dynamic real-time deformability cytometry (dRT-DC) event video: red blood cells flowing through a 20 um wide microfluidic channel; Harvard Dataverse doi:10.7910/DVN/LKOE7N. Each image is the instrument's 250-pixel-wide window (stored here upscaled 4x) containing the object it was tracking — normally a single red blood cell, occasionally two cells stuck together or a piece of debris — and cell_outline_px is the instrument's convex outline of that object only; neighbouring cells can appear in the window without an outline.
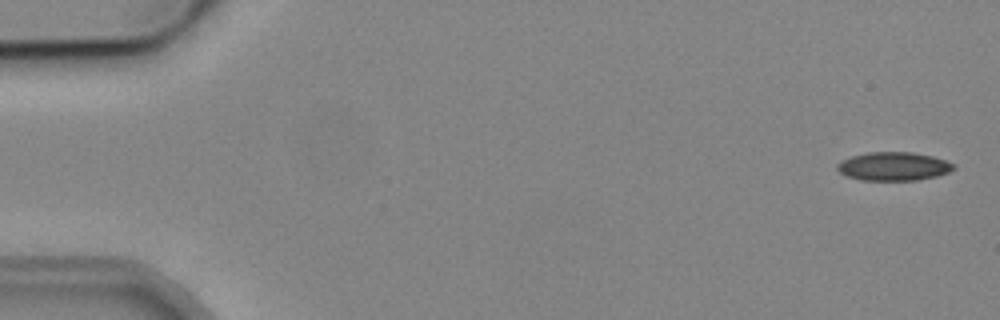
{"species": "common noctule bat (a hibernating species)", "species_latin": "Nyctalus noctula", "temperature_condition": "cold", "stored_images_in_passage": 6, "camera_frame_rate_fps": 3000, "um_per_image_px": 0.085, "animal": {"sex": "male", "body_mass_g": 19.2, "forearm_length_mm": 51.8}, "frame": {"image": 1, "passage_image": 1, "time_ms": 0.0, "image_size_px": [1000, 320], "cell_outline_px": [[956, 168], [948, 172], [936, 176], [916, 180], [860, 180], [848, 176], [840, 172], [836, 168], [836, 164], [840, 160], [852, 156], [868, 152], [912, 152], [932, 156], [956, 164]], "centroid_in_image_um": [75.94, 14.13], "position_along_channel_um": 9.1, "area_um2": 19.36}}